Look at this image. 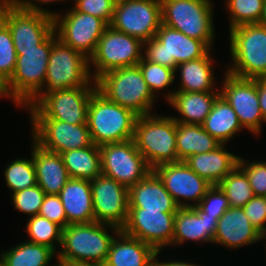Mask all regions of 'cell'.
<instances>
[{
  "label": "cell",
  "mask_w": 266,
  "mask_h": 266,
  "mask_svg": "<svg viewBox=\"0 0 266 266\" xmlns=\"http://www.w3.org/2000/svg\"><path fill=\"white\" fill-rule=\"evenodd\" d=\"M221 216H210L197 205L179 208L174 220L173 248L185 242L213 244L217 223Z\"/></svg>",
  "instance_id": "21"
},
{
  "label": "cell",
  "mask_w": 266,
  "mask_h": 266,
  "mask_svg": "<svg viewBox=\"0 0 266 266\" xmlns=\"http://www.w3.org/2000/svg\"><path fill=\"white\" fill-rule=\"evenodd\" d=\"M156 250L120 231L113 239L105 266H154Z\"/></svg>",
  "instance_id": "28"
},
{
  "label": "cell",
  "mask_w": 266,
  "mask_h": 266,
  "mask_svg": "<svg viewBox=\"0 0 266 266\" xmlns=\"http://www.w3.org/2000/svg\"><path fill=\"white\" fill-rule=\"evenodd\" d=\"M82 86H96L90 74L89 59L64 44L54 30L44 86L37 95Z\"/></svg>",
  "instance_id": "8"
},
{
  "label": "cell",
  "mask_w": 266,
  "mask_h": 266,
  "mask_svg": "<svg viewBox=\"0 0 266 266\" xmlns=\"http://www.w3.org/2000/svg\"><path fill=\"white\" fill-rule=\"evenodd\" d=\"M153 171L180 208L200 203L212 185L194 172L184 161L165 163Z\"/></svg>",
  "instance_id": "17"
},
{
  "label": "cell",
  "mask_w": 266,
  "mask_h": 266,
  "mask_svg": "<svg viewBox=\"0 0 266 266\" xmlns=\"http://www.w3.org/2000/svg\"><path fill=\"white\" fill-rule=\"evenodd\" d=\"M64 266H105V264L94 263V262H72V263H61Z\"/></svg>",
  "instance_id": "49"
},
{
  "label": "cell",
  "mask_w": 266,
  "mask_h": 266,
  "mask_svg": "<svg viewBox=\"0 0 266 266\" xmlns=\"http://www.w3.org/2000/svg\"><path fill=\"white\" fill-rule=\"evenodd\" d=\"M99 148L102 174L128 189L152 171L137 150L133 139L119 143H107Z\"/></svg>",
  "instance_id": "15"
},
{
  "label": "cell",
  "mask_w": 266,
  "mask_h": 266,
  "mask_svg": "<svg viewBox=\"0 0 266 266\" xmlns=\"http://www.w3.org/2000/svg\"><path fill=\"white\" fill-rule=\"evenodd\" d=\"M262 241H264V244H265V247H264L265 248V251L264 252H265V255H266V234L262 235Z\"/></svg>",
  "instance_id": "53"
},
{
  "label": "cell",
  "mask_w": 266,
  "mask_h": 266,
  "mask_svg": "<svg viewBox=\"0 0 266 266\" xmlns=\"http://www.w3.org/2000/svg\"><path fill=\"white\" fill-rule=\"evenodd\" d=\"M0 252V263L3 266H54L50 263L57 257V253L50 247L28 241Z\"/></svg>",
  "instance_id": "33"
},
{
  "label": "cell",
  "mask_w": 266,
  "mask_h": 266,
  "mask_svg": "<svg viewBox=\"0 0 266 266\" xmlns=\"http://www.w3.org/2000/svg\"><path fill=\"white\" fill-rule=\"evenodd\" d=\"M201 125L221 144H228L244 129L233 108L221 94L214 101L211 112Z\"/></svg>",
  "instance_id": "30"
},
{
  "label": "cell",
  "mask_w": 266,
  "mask_h": 266,
  "mask_svg": "<svg viewBox=\"0 0 266 266\" xmlns=\"http://www.w3.org/2000/svg\"><path fill=\"white\" fill-rule=\"evenodd\" d=\"M162 24L203 41L213 49L216 40L214 2L211 0H160Z\"/></svg>",
  "instance_id": "7"
},
{
  "label": "cell",
  "mask_w": 266,
  "mask_h": 266,
  "mask_svg": "<svg viewBox=\"0 0 266 266\" xmlns=\"http://www.w3.org/2000/svg\"><path fill=\"white\" fill-rule=\"evenodd\" d=\"M225 193L230 207L242 208L254 196L246 173L237 165L218 184Z\"/></svg>",
  "instance_id": "37"
},
{
  "label": "cell",
  "mask_w": 266,
  "mask_h": 266,
  "mask_svg": "<svg viewBox=\"0 0 266 266\" xmlns=\"http://www.w3.org/2000/svg\"><path fill=\"white\" fill-rule=\"evenodd\" d=\"M209 50L203 41L161 24L155 37L144 42L143 58L175 71L178 64L201 58Z\"/></svg>",
  "instance_id": "11"
},
{
  "label": "cell",
  "mask_w": 266,
  "mask_h": 266,
  "mask_svg": "<svg viewBox=\"0 0 266 266\" xmlns=\"http://www.w3.org/2000/svg\"><path fill=\"white\" fill-rule=\"evenodd\" d=\"M220 95V91L212 92H181L175 91L167 102L169 106L178 112V116L171 117L179 123L202 124L211 112L214 101Z\"/></svg>",
  "instance_id": "29"
},
{
  "label": "cell",
  "mask_w": 266,
  "mask_h": 266,
  "mask_svg": "<svg viewBox=\"0 0 266 266\" xmlns=\"http://www.w3.org/2000/svg\"><path fill=\"white\" fill-rule=\"evenodd\" d=\"M179 208L153 170L129 188V209L177 212Z\"/></svg>",
  "instance_id": "23"
},
{
  "label": "cell",
  "mask_w": 266,
  "mask_h": 266,
  "mask_svg": "<svg viewBox=\"0 0 266 266\" xmlns=\"http://www.w3.org/2000/svg\"><path fill=\"white\" fill-rule=\"evenodd\" d=\"M120 231L118 227L96 221L69 224L62 229L61 245L56 261L105 264L111 243Z\"/></svg>",
  "instance_id": "1"
},
{
  "label": "cell",
  "mask_w": 266,
  "mask_h": 266,
  "mask_svg": "<svg viewBox=\"0 0 266 266\" xmlns=\"http://www.w3.org/2000/svg\"><path fill=\"white\" fill-rule=\"evenodd\" d=\"M138 115L108 100L97 89L88 107L87 125L92 142L101 146L133 139Z\"/></svg>",
  "instance_id": "5"
},
{
  "label": "cell",
  "mask_w": 266,
  "mask_h": 266,
  "mask_svg": "<svg viewBox=\"0 0 266 266\" xmlns=\"http://www.w3.org/2000/svg\"><path fill=\"white\" fill-rule=\"evenodd\" d=\"M36 182L45 194L58 195L70 179L59 153L43 149L31 138Z\"/></svg>",
  "instance_id": "25"
},
{
  "label": "cell",
  "mask_w": 266,
  "mask_h": 266,
  "mask_svg": "<svg viewBox=\"0 0 266 266\" xmlns=\"http://www.w3.org/2000/svg\"><path fill=\"white\" fill-rule=\"evenodd\" d=\"M45 195L38 184L10 194L14 210L28 215V218L38 215Z\"/></svg>",
  "instance_id": "40"
},
{
  "label": "cell",
  "mask_w": 266,
  "mask_h": 266,
  "mask_svg": "<svg viewBox=\"0 0 266 266\" xmlns=\"http://www.w3.org/2000/svg\"><path fill=\"white\" fill-rule=\"evenodd\" d=\"M215 52L210 49L203 57L177 65L175 77L179 76V85L175 91L181 92H212L220 91L217 86L215 71ZM214 57V58H213Z\"/></svg>",
  "instance_id": "24"
},
{
  "label": "cell",
  "mask_w": 266,
  "mask_h": 266,
  "mask_svg": "<svg viewBox=\"0 0 266 266\" xmlns=\"http://www.w3.org/2000/svg\"><path fill=\"white\" fill-rule=\"evenodd\" d=\"M143 45L141 40L108 26L89 58L92 79L96 81L112 70L137 66L143 58Z\"/></svg>",
  "instance_id": "10"
},
{
  "label": "cell",
  "mask_w": 266,
  "mask_h": 266,
  "mask_svg": "<svg viewBox=\"0 0 266 266\" xmlns=\"http://www.w3.org/2000/svg\"><path fill=\"white\" fill-rule=\"evenodd\" d=\"M12 0H0V23L3 21L5 9L10 5Z\"/></svg>",
  "instance_id": "50"
},
{
  "label": "cell",
  "mask_w": 266,
  "mask_h": 266,
  "mask_svg": "<svg viewBox=\"0 0 266 266\" xmlns=\"http://www.w3.org/2000/svg\"><path fill=\"white\" fill-rule=\"evenodd\" d=\"M3 22L11 31L15 50L36 49L54 31L53 17L24 10L13 2L5 9Z\"/></svg>",
  "instance_id": "20"
},
{
  "label": "cell",
  "mask_w": 266,
  "mask_h": 266,
  "mask_svg": "<svg viewBox=\"0 0 266 266\" xmlns=\"http://www.w3.org/2000/svg\"><path fill=\"white\" fill-rule=\"evenodd\" d=\"M242 208L251 225L262 235L266 234V197L253 196Z\"/></svg>",
  "instance_id": "45"
},
{
  "label": "cell",
  "mask_w": 266,
  "mask_h": 266,
  "mask_svg": "<svg viewBox=\"0 0 266 266\" xmlns=\"http://www.w3.org/2000/svg\"><path fill=\"white\" fill-rule=\"evenodd\" d=\"M17 55L11 31L2 21L0 23V82L4 85L13 75Z\"/></svg>",
  "instance_id": "39"
},
{
  "label": "cell",
  "mask_w": 266,
  "mask_h": 266,
  "mask_svg": "<svg viewBox=\"0 0 266 266\" xmlns=\"http://www.w3.org/2000/svg\"><path fill=\"white\" fill-rule=\"evenodd\" d=\"M143 75L145 82L152 95L157 99L158 96H164L165 101L168 102L173 96L175 89L169 90V87L175 83V71L168 67L162 66L157 63L146 61L144 58L137 64ZM163 90V92H162ZM162 92V94H161Z\"/></svg>",
  "instance_id": "34"
},
{
  "label": "cell",
  "mask_w": 266,
  "mask_h": 266,
  "mask_svg": "<svg viewBox=\"0 0 266 266\" xmlns=\"http://www.w3.org/2000/svg\"><path fill=\"white\" fill-rule=\"evenodd\" d=\"M160 252L161 251H157L156 252V256H155V261H154V266H200L199 264H194V263H191L190 261L189 262H187V261H185V259H184V261H183V259L182 260H178V259H173V260H166V261H164V259L163 260H159L158 258H159V254H160ZM202 266V265H201Z\"/></svg>",
  "instance_id": "48"
},
{
  "label": "cell",
  "mask_w": 266,
  "mask_h": 266,
  "mask_svg": "<svg viewBox=\"0 0 266 266\" xmlns=\"http://www.w3.org/2000/svg\"><path fill=\"white\" fill-rule=\"evenodd\" d=\"M96 86H82L36 95L23 109L30 119H54L69 124H87L88 107Z\"/></svg>",
  "instance_id": "9"
},
{
  "label": "cell",
  "mask_w": 266,
  "mask_h": 266,
  "mask_svg": "<svg viewBox=\"0 0 266 266\" xmlns=\"http://www.w3.org/2000/svg\"><path fill=\"white\" fill-rule=\"evenodd\" d=\"M70 178L92 180L102 174L101 152L94 143L60 154Z\"/></svg>",
  "instance_id": "32"
},
{
  "label": "cell",
  "mask_w": 266,
  "mask_h": 266,
  "mask_svg": "<svg viewBox=\"0 0 266 266\" xmlns=\"http://www.w3.org/2000/svg\"><path fill=\"white\" fill-rule=\"evenodd\" d=\"M4 167L6 187L12 193L22 191L37 184L32 149L30 157H17Z\"/></svg>",
  "instance_id": "35"
},
{
  "label": "cell",
  "mask_w": 266,
  "mask_h": 266,
  "mask_svg": "<svg viewBox=\"0 0 266 266\" xmlns=\"http://www.w3.org/2000/svg\"><path fill=\"white\" fill-rule=\"evenodd\" d=\"M228 31L232 60L225 71L243 79L266 78V27L243 24Z\"/></svg>",
  "instance_id": "3"
},
{
  "label": "cell",
  "mask_w": 266,
  "mask_h": 266,
  "mask_svg": "<svg viewBox=\"0 0 266 266\" xmlns=\"http://www.w3.org/2000/svg\"><path fill=\"white\" fill-rule=\"evenodd\" d=\"M133 140L152 170L161 164L178 162L176 121L171 115L138 116Z\"/></svg>",
  "instance_id": "4"
},
{
  "label": "cell",
  "mask_w": 266,
  "mask_h": 266,
  "mask_svg": "<svg viewBox=\"0 0 266 266\" xmlns=\"http://www.w3.org/2000/svg\"><path fill=\"white\" fill-rule=\"evenodd\" d=\"M175 215L176 212L129 209L121 231L162 252L164 248L172 247Z\"/></svg>",
  "instance_id": "18"
},
{
  "label": "cell",
  "mask_w": 266,
  "mask_h": 266,
  "mask_svg": "<svg viewBox=\"0 0 266 266\" xmlns=\"http://www.w3.org/2000/svg\"><path fill=\"white\" fill-rule=\"evenodd\" d=\"M229 30L243 24L259 23L265 0H224Z\"/></svg>",
  "instance_id": "38"
},
{
  "label": "cell",
  "mask_w": 266,
  "mask_h": 266,
  "mask_svg": "<svg viewBox=\"0 0 266 266\" xmlns=\"http://www.w3.org/2000/svg\"><path fill=\"white\" fill-rule=\"evenodd\" d=\"M161 24L160 0H120L109 26L144 43L155 37Z\"/></svg>",
  "instance_id": "12"
},
{
  "label": "cell",
  "mask_w": 266,
  "mask_h": 266,
  "mask_svg": "<svg viewBox=\"0 0 266 266\" xmlns=\"http://www.w3.org/2000/svg\"><path fill=\"white\" fill-rule=\"evenodd\" d=\"M223 72L222 83L218 84L220 94L233 108L242 127L256 138L258 135L261 136L266 120L259 106L257 78L243 79L232 76L224 70Z\"/></svg>",
  "instance_id": "14"
},
{
  "label": "cell",
  "mask_w": 266,
  "mask_h": 266,
  "mask_svg": "<svg viewBox=\"0 0 266 266\" xmlns=\"http://www.w3.org/2000/svg\"><path fill=\"white\" fill-rule=\"evenodd\" d=\"M220 145L221 143L206 132L201 124L176 122L178 161H185L195 154L211 152Z\"/></svg>",
  "instance_id": "31"
},
{
  "label": "cell",
  "mask_w": 266,
  "mask_h": 266,
  "mask_svg": "<svg viewBox=\"0 0 266 266\" xmlns=\"http://www.w3.org/2000/svg\"><path fill=\"white\" fill-rule=\"evenodd\" d=\"M262 242V234L251 225L243 208L230 207L219 218L213 244L229 250Z\"/></svg>",
  "instance_id": "22"
},
{
  "label": "cell",
  "mask_w": 266,
  "mask_h": 266,
  "mask_svg": "<svg viewBox=\"0 0 266 266\" xmlns=\"http://www.w3.org/2000/svg\"><path fill=\"white\" fill-rule=\"evenodd\" d=\"M90 183L94 221L121 229L128 217L129 189L103 174Z\"/></svg>",
  "instance_id": "19"
},
{
  "label": "cell",
  "mask_w": 266,
  "mask_h": 266,
  "mask_svg": "<svg viewBox=\"0 0 266 266\" xmlns=\"http://www.w3.org/2000/svg\"><path fill=\"white\" fill-rule=\"evenodd\" d=\"M197 206L210 216H222L230 208L225 193L218 185H213Z\"/></svg>",
  "instance_id": "43"
},
{
  "label": "cell",
  "mask_w": 266,
  "mask_h": 266,
  "mask_svg": "<svg viewBox=\"0 0 266 266\" xmlns=\"http://www.w3.org/2000/svg\"><path fill=\"white\" fill-rule=\"evenodd\" d=\"M26 220H28L25 227V234L28 235L26 241L46 245L57 253L59 249L56 248H60L61 245L62 228L40 215L29 217Z\"/></svg>",
  "instance_id": "36"
},
{
  "label": "cell",
  "mask_w": 266,
  "mask_h": 266,
  "mask_svg": "<svg viewBox=\"0 0 266 266\" xmlns=\"http://www.w3.org/2000/svg\"><path fill=\"white\" fill-rule=\"evenodd\" d=\"M53 46V32L36 49L15 50L16 67L4 84L5 99L24 108L42 89Z\"/></svg>",
  "instance_id": "2"
},
{
  "label": "cell",
  "mask_w": 266,
  "mask_h": 266,
  "mask_svg": "<svg viewBox=\"0 0 266 266\" xmlns=\"http://www.w3.org/2000/svg\"><path fill=\"white\" fill-rule=\"evenodd\" d=\"M62 1H64V2L70 1L71 2V0H12V2L14 4L21 7L24 10L32 11V12H41V13L47 14L51 17H54L55 15H57L59 13L58 10L55 11V9H54V11H52V10L50 11L47 9V7H46V9L45 8L43 9L42 6H44V5L50 6V4L52 5V3H56V2L62 3Z\"/></svg>",
  "instance_id": "46"
},
{
  "label": "cell",
  "mask_w": 266,
  "mask_h": 266,
  "mask_svg": "<svg viewBox=\"0 0 266 266\" xmlns=\"http://www.w3.org/2000/svg\"><path fill=\"white\" fill-rule=\"evenodd\" d=\"M69 224L94 222L90 180L70 178L58 194Z\"/></svg>",
  "instance_id": "26"
},
{
  "label": "cell",
  "mask_w": 266,
  "mask_h": 266,
  "mask_svg": "<svg viewBox=\"0 0 266 266\" xmlns=\"http://www.w3.org/2000/svg\"><path fill=\"white\" fill-rule=\"evenodd\" d=\"M257 93L262 115L266 120V78H257Z\"/></svg>",
  "instance_id": "47"
},
{
  "label": "cell",
  "mask_w": 266,
  "mask_h": 266,
  "mask_svg": "<svg viewBox=\"0 0 266 266\" xmlns=\"http://www.w3.org/2000/svg\"><path fill=\"white\" fill-rule=\"evenodd\" d=\"M38 215L56 223L62 229L67 226V218L59 195L46 194Z\"/></svg>",
  "instance_id": "44"
},
{
  "label": "cell",
  "mask_w": 266,
  "mask_h": 266,
  "mask_svg": "<svg viewBox=\"0 0 266 266\" xmlns=\"http://www.w3.org/2000/svg\"><path fill=\"white\" fill-rule=\"evenodd\" d=\"M73 8L85 14L98 17L110 25L116 0H71Z\"/></svg>",
  "instance_id": "42"
},
{
  "label": "cell",
  "mask_w": 266,
  "mask_h": 266,
  "mask_svg": "<svg viewBox=\"0 0 266 266\" xmlns=\"http://www.w3.org/2000/svg\"><path fill=\"white\" fill-rule=\"evenodd\" d=\"M54 18V30L64 44L80 52L88 59L94 53L99 39L109 26L104 20L68 8Z\"/></svg>",
  "instance_id": "13"
},
{
  "label": "cell",
  "mask_w": 266,
  "mask_h": 266,
  "mask_svg": "<svg viewBox=\"0 0 266 266\" xmlns=\"http://www.w3.org/2000/svg\"><path fill=\"white\" fill-rule=\"evenodd\" d=\"M31 138L43 149L63 153L93 144L87 124H69L54 119H30Z\"/></svg>",
  "instance_id": "16"
},
{
  "label": "cell",
  "mask_w": 266,
  "mask_h": 266,
  "mask_svg": "<svg viewBox=\"0 0 266 266\" xmlns=\"http://www.w3.org/2000/svg\"><path fill=\"white\" fill-rule=\"evenodd\" d=\"M238 166L246 173L254 196L266 197V161L239 156Z\"/></svg>",
  "instance_id": "41"
},
{
  "label": "cell",
  "mask_w": 266,
  "mask_h": 266,
  "mask_svg": "<svg viewBox=\"0 0 266 266\" xmlns=\"http://www.w3.org/2000/svg\"><path fill=\"white\" fill-rule=\"evenodd\" d=\"M95 82L97 90L111 102L130 109L138 116L153 114L157 99L149 90L138 66L112 70Z\"/></svg>",
  "instance_id": "6"
},
{
  "label": "cell",
  "mask_w": 266,
  "mask_h": 266,
  "mask_svg": "<svg viewBox=\"0 0 266 266\" xmlns=\"http://www.w3.org/2000/svg\"><path fill=\"white\" fill-rule=\"evenodd\" d=\"M5 98V93H4V85L0 82V98L3 100Z\"/></svg>",
  "instance_id": "52"
},
{
  "label": "cell",
  "mask_w": 266,
  "mask_h": 266,
  "mask_svg": "<svg viewBox=\"0 0 266 266\" xmlns=\"http://www.w3.org/2000/svg\"><path fill=\"white\" fill-rule=\"evenodd\" d=\"M259 24H261V25L266 27V0L264 2L263 14H262V17H261V20H260Z\"/></svg>",
  "instance_id": "51"
},
{
  "label": "cell",
  "mask_w": 266,
  "mask_h": 266,
  "mask_svg": "<svg viewBox=\"0 0 266 266\" xmlns=\"http://www.w3.org/2000/svg\"><path fill=\"white\" fill-rule=\"evenodd\" d=\"M54 266H64L63 264H61V263H55V265Z\"/></svg>",
  "instance_id": "54"
},
{
  "label": "cell",
  "mask_w": 266,
  "mask_h": 266,
  "mask_svg": "<svg viewBox=\"0 0 266 266\" xmlns=\"http://www.w3.org/2000/svg\"><path fill=\"white\" fill-rule=\"evenodd\" d=\"M238 160V154L229 152L227 144H221L211 152L192 155L184 162L213 186L218 185L238 165Z\"/></svg>",
  "instance_id": "27"
}]
</instances>
